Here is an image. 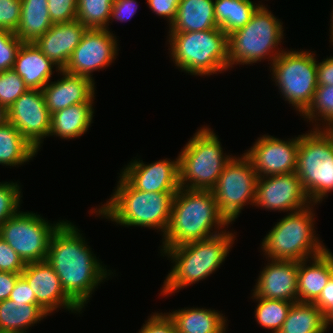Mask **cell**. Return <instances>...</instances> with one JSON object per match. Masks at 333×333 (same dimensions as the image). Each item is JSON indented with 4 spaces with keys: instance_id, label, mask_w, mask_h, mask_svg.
<instances>
[{
    "instance_id": "cell-1",
    "label": "cell",
    "mask_w": 333,
    "mask_h": 333,
    "mask_svg": "<svg viewBox=\"0 0 333 333\" xmlns=\"http://www.w3.org/2000/svg\"><path fill=\"white\" fill-rule=\"evenodd\" d=\"M82 234L77 225L64 219L51 235L46 261L65 293L83 310L96 288L112 278L113 272L96 257Z\"/></svg>"
},
{
    "instance_id": "cell-2",
    "label": "cell",
    "mask_w": 333,
    "mask_h": 333,
    "mask_svg": "<svg viewBox=\"0 0 333 333\" xmlns=\"http://www.w3.org/2000/svg\"><path fill=\"white\" fill-rule=\"evenodd\" d=\"M236 232L223 231L207 239L192 241L175 247H161L160 255L172 263L165 277L161 296L172 295L215 274L232 249Z\"/></svg>"
},
{
    "instance_id": "cell-3",
    "label": "cell",
    "mask_w": 333,
    "mask_h": 333,
    "mask_svg": "<svg viewBox=\"0 0 333 333\" xmlns=\"http://www.w3.org/2000/svg\"><path fill=\"white\" fill-rule=\"evenodd\" d=\"M229 225L211 190L180 187L174 195L170 222L160 247L207 239L228 230Z\"/></svg>"
},
{
    "instance_id": "cell-4",
    "label": "cell",
    "mask_w": 333,
    "mask_h": 333,
    "mask_svg": "<svg viewBox=\"0 0 333 333\" xmlns=\"http://www.w3.org/2000/svg\"><path fill=\"white\" fill-rule=\"evenodd\" d=\"M111 197L90 213L117 226L155 229L163 237L171 217L176 192H144L135 189L120 173Z\"/></svg>"
},
{
    "instance_id": "cell-5",
    "label": "cell",
    "mask_w": 333,
    "mask_h": 333,
    "mask_svg": "<svg viewBox=\"0 0 333 333\" xmlns=\"http://www.w3.org/2000/svg\"><path fill=\"white\" fill-rule=\"evenodd\" d=\"M169 56L189 75L211 76L228 70V35L221 28L168 33Z\"/></svg>"
},
{
    "instance_id": "cell-6",
    "label": "cell",
    "mask_w": 333,
    "mask_h": 333,
    "mask_svg": "<svg viewBox=\"0 0 333 333\" xmlns=\"http://www.w3.org/2000/svg\"><path fill=\"white\" fill-rule=\"evenodd\" d=\"M317 204L287 213L262 239L260 250L272 260L301 261L322 254L327 247L315 231Z\"/></svg>"
},
{
    "instance_id": "cell-7",
    "label": "cell",
    "mask_w": 333,
    "mask_h": 333,
    "mask_svg": "<svg viewBox=\"0 0 333 333\" xmlns=\"http://www.w3.org/2000/svg\"><path fill=\"white\" fill-rule=\"evenodd\" d=\"M268 9L262 3L244 27L228 35L229 70L238 65H253L266 59L271 65L284 51L282 47H278L285 35L283 22Z\"/></svg>"
},
{
    "instance_id": "cell-8",
    "label": "cell",
    "mask_w": 333,
    "mask_h": 333,
    "mask_svg": "<svg viewBox=\"0 0 333 333\" xmlns=\"http://www.w3.org/2000/svg\"><path fill=\"white\" fill-rule=\"evenodd\" d=\"M179 152V186L212 190L233 155L224 153L219 136L201 126Z\"/></svg>"
},
{
    "instance_id": "cell-9",
    "label": "cell",
    "mask_w": 333,
    "mask_h": 333,
    "mask_svg": "<svg viewBox=\"0 0 333 333\" xmlns=\"http://www.w3.org/2000/svg\"><path fill=\"white\" fill-rule=\"evenodd\" d=\"M296 174L312 204L333 192V134L328 129L311 128L299 135Z\"/></svg>"
},
{
    "instance_id": "cell-10",
    "label": "cell",
    "mask_w": 333,
    "mask_h": 333,
    "mask_svg": "<svg viewBox=\"0 0 333 333\" xmlns=\"http://www.w3.org/2000/svg\"><path fill=\"white\" fill-rule=\"evenodd\" d=\"M310 50L286 49L269 66L280 95L300 115L317 89V55Z\"/></svg>"
},
{
    "instance_id": "cell-11",
    "label": "cell",
    "mask_w": 333,
    "mask_h": 333,
    "mask_svg": "<svg viewBox=\"0 0 333 333\" xmlns=\"http://www.w3.org/2000/svg\"><path fill=\"white\" fill-rule=\"evenodd\" d=\"M240 156H233L226 164L211 190L221 213L231 224L246 205L254 206L259 178L250 159L244 153Z\"/></svg>"
},
{
    "instance_id": "cell-12",
    "label": "cell",
    "mask_w": 333,
    "mask_h": 333,
    "mask_svg": "<svg viewBox=\"0 0 333 333\" xmlns=\"http://www.w3.org/2000/svg\"><path fill=\"white\" fill-rule=\"evenodd\" d=\"M62 221L50 223L37 212L19 210L0 226V237L25 263L45 261L51 235Z\"/></svg>"
},
{
    "instance_id": "cell-13",
    "label": "cell",
    "mask_w": 333,
    "mask_h": 333,
    "mask_svg": "<svg viewBox=\"0 0 333 333\" xmlns=\"http://www.w3.org/2000/svg\"><path fill=\"white\" fill-rule=\"evenodd\" d=\"M118 43L112 31L87 28L63 70L70 74L88 77L95 82L93 72L112 66L116 60Z\"/></svg>"
},
{
    "instance_id": "cell-14",
    "label": "cell",
    "mask_w": 333,
    "mask_h": 333,
    "mask_svg": "<svg viewBox=\"0 0 333 333\" xmlns=\"http://www.w3.org/2000/svg\"><path fill=\"white\" fill-rule=\"evenodd\" d=\"M8 122L39 152L51 125L43 91L28 89L22 94L8 109Z\"/></svg>"
},
{
    "instance_id": "cell-15",
    "label": "cell",
    "mask_w": 333,
    "mask_h": 333,
    "mask_svg": "<svg viewBox=\"0 0 333 333\" xmlns=\"http://www.w3.org/2000/svg\"><path fill=\"white\" fill-rule=\"evenodd\" d=\"M311 204L296 172L258 178L254 204L258 208L290 213Z\"/></svg>"
},
{
    "instance_id": "cell-16",
    "label": "cell",
    "mask_w": 333,
    "mask_h": 333,
    "mask_svg": "<svg viewBox=\"0 0 333 333\" xmlns=\"http://www.w3.org/2000/svg\"><path fill=\"white\" fill-rule=\"evenodd\" d=\"M299 135L285 140L262 135L244 153L259 177L296 172Z\"/></svg>"
},
{
    "instance_id": "cell-17",
    "label": "cell",
    "mask_w": 333,
    "mask_h": 333,
    "mask_svg": "<svg viewBox=\"0 0 333 333\" xmlns=\"http://www.w3.org/2000/svg\"><path fill=\"white\" fill-rule=\"evenodd\" d=\"M21 275L33 290L37 304L49 315L60 309L75 314L83 312L65 293L58 275L46 260L26 263Z\"/></svg>"
},
{
    "instance_id": "cell-18",
    "label": "cell",
    "mask_w": 333,
    "mask_h": 333,
    "mask_svg": "<svg viewBox=\"0 0 333 333\" xmlns=\"http://www.w3.org/2000/svg\"><path fill=\"white\" fill-rule=\"evenodd\" d=\"M120 174L137 190L144 192H177L179 186V156L174 160L160 159L151 164L134 157Z\"/></svg>"
},
{
    "instance_id": "cell-19",
    "label": "cell",
    "mask_w": 333,
    "mask_h": 333,
    "mask_svg": "<svg viewBox=\"0 0 333 333\" xmlns=\"http://www.w3.org/2000/svg\"><path fill=\"white\" fill-rule=\"evenodd\" d=\"M261 269L254 288L256 297L298 302L299 262L292 260H272Z\"/></svg>"
},
{
    "instance_id": "cell-20",
    "label": "cell",
    "mask_w": 333,
    "mask_h": 333,
    "mask_svg": "<svg viewBox=\"0 0 333 333\" xmlns=\"http://www.w3.org/2000/svg\"><path fill=\"white\" fill-rule=\"evenodd\" d=\"M60 79L50 81L43 89L45 105L51 114L78 103H87L95 95L96 82L88 77L60 70Z\"/></svg>"
},
{
    "instance_id": "cell-21",
    "label": "cell",
    "mask_w": 333,
    "mask_h": 333,
    "mask_svg": "<svg viewBox=\"0 0 333 333\" xmlns=\"http://www.w3.org/2000/svg\"><path fill=\"white\" fill-rule=\"evenodd\" d=\"M87 28L78 20L53 24L34 44L63 70Z\"/></svg>"
},
{
    "instance_id": "cell-22",
    "label": "cell",
    "mask_w": 333,
    "mask_h": 333,
    "mask_svg": "<svg viewBox=\"0 0 333 333\" xmlns=\"http://www.w3.org/2000/svg\"><path fill=\"white\" fill-rule=\"evenodd\" d=\"M332 274L333 253L328 248L318 256L299 261L298 301L314 303Z\"/></svg>"
},
{
    "instance_id": "cell-23",
    "label": "cell",
    "mask_w": 333,
    "mask_h": 333,
    "mask_svg": "<svg viewBox=\"0 0 333 333\" xmlns=\"http://www.w3.org/2000/svg\"><path fill=\"white\" fill-rule=\"evenodd\" d=\"M13 70L29 89L42 90L51 81L53 73L59 72L60 68L47 58L36 44L22 43L16 54Z\"/></svg>"
},
{
    "instance_id": "cell-24",
    "label": "cell",
    "mask_w": 333,
    "mask_h": 333,
    "mask_svg": "<svg viewBox=\"0 0 333 333\" xmlns=\"http://www.w3.org/2000/svg\"><path fill=\"white\" fill-rule=\"evenodd\" d=\"M94 99L87 103H78L51 114L49 137L72 140L86 134L94 117Z\"/></svg>"
},
{
    "instance_id": "cell-25",
    "label": "cell",
    "mask_w": 333,
    "mask_h": 333,
    "mask_svg": "<svg viewBox=\"0 0 333 333\" xmlns=\"http://www.w3.org/2000/svg\"><path fill=\"white\" fill-rule=\"evenodd\" d=\"M218 28L214 0H180L167 33L204 31Z\"/></svg>"
},
{
    "instance_id": "cell-26",
    "label": "cell",
    "mask_w": 333,
    "mask_h": 333,
    "mask_svg": "<svg viewBox=\"0 0 333 333\" xmlns=\"http://www.w3.org/2000/svg\"><path fill=\"white\" fill-rule=\"evenodd\" d=\"M176 333H218L227 324L222 311L211 308L186 307L167 312Z\"/></svg>"
},
{
    "instance_id": "cell-27",
    "label": "cell",
    "mask_w": 333,
    "mask_h": 333,
    "mask_svg": "<svg viewBox=\"0 0 333 333\" xmlns=\"http://www.w3.org/2000/svg\"><path fill=\"white\" fill-rule=\"evenodd\" d=\"M50 316L38 304H23L6 299L0 301V331L29 333V328Z\"/></svg>"
},
{
    "instance_id": "cell-28",
    "label": "cell",
    "mask_w": 333,
    "mask_h": 333,
    "mask_svg": "<svg viewBox=\"0 0 333 333\" xmlns=\"http://www.w3.org/2000/svg\"><path fill=\"white\" fill-rule=\"evenodd\" d=\"M52 25L47 0H21L20 23L14 34L23 43H34Z\"/></svg>"
},
{
    "instance_id": "cell-29",
    "label": "cell",
    "mask_w": 333,
    "mask_h": 333,
    "mask_svg": "<svg viewBox=\"0 0 333 333\" xmlns=\"http://www.w3.org/2000/svg\"><path fill=\"white\" fill-rule=\"evenodd\" d=\"M37 154V149L11 123L0 126V165L21 167Z\"/></svg>"
},
{
    "instance_id": "cell-30",
    "label": "cell",
    "mask_w": 333,
    "mask_h": 333,
    "mask_svg": "<svg viewBox=\"0 0 333 333\" xmlns=\"http://www.w3.org/2000/svg\"><path fill=\"white\" fill-rule=\"evenodd\" d=\"M261 1L251 0H214L215 20L219 28L227 35L244 27Z\"/></svg>"
},
{
    "instance_id": "cell-31",
    "label": "cell",
    "mask_w": 333,
    "mask_h": 333,
    "mask_svg": "<svg viewBox=\"0 0 333 333\" xmlns=\"http://www.w3.org/2000/svg\"><path fill=\"white\" fill-rule=\"evenodd\" d=\"M324 314L314 303L294 302L278 333H325Z\"/></svg>"
},
{
    "instance_id": "cell-32",
    "label": "cell",
    "mask_w": 333,
    "mask_h": 333,
    "mask_svg": "<svg viewBox=\"0 0 333 333\" xmlns=\"http://www.w3.org/2000/svg\"><path fill=\"white\" fill-rule=\"evenodd\" d=\"M300 116L312 124V129L329 130L333 126V85H318L309 107Z\"/></svg>"
},
{
    "instance_id": "cell-33",
    "label": "cell",
    "mask_w": 333,
    "mask_h": 333,
    "mask_svg": "<svg viewBox=\"0 0 333 333\" xmlns=\"http://www.w3.org/2000/svg\"><path fill=\"white\" fill-rule=\"evenodd\" d=\"M250 296L258 303L254 311L257 324L264 329L270 330L271 333H278L294 302L265 299L256 297L253 293Z\"/></svg>"
},
{
    "instance_id": "cell-34",
    "label": "cell",
    "mask_w": 333,
    "mask_h": 333,
    "mask_svg": "<svg viewBox=\"0 0 333 333\" xmlns=\"http://www.w3.org/2000/svg\"><path fill=\"white\" fill-rule=\"evenodd\" d=\"M112 6L113 0H78L76 20L86 28L111 31L109 22Z\"/></svg>"
},
{
    "instance_id": "cell-35",
    "label": "cell",
    "mask_w": 333,
    "mask_h": 333,
    "mask_svg": "<svg viewBox=\"0 0 333 333\" xmlns=\"http://www.w3.org/2000/svg\"><path fill=\"white\" fill-rule=\"evenodd\" d=\"M21 188L18 181L0 182V226L20 210L23 201Z\"/></svg>"
},
{
    "instance_id": "cell-36",
    "label": "cell",
    "mask_w": 333,
    "mask_h": 333,
    "mask_svg": "<svg viewBox=\"0 0 333 333\" xmlns=\"http://www.w3.org/2000/svg\"><path fill=\"white\" fill-rule=\"evenodd\" d=\"M28 89L23 79L13 69L0 72V105L9 109Z\"/></svg>"
},
{
    "instance_id": "cell-37",
    "label": "cell",
    "mask_w": 333,
    "mask_h": 333,
    "mask_svg": "<svg viewBox=\"0 0 333 333\" xmlns=\"http://www.w3.org/2000/svg\"><path fill=\"white\" fill-rule=\"evenodd\" d=\"M23 42L7 29H0V72L13 69L16 54Z\"/></svg>"
},
{
    "instance_id": "cell-38",
    "label": "cell",
    "mask_w": 333,
    "mask_h": 333,
    "mask_svg": "<svg viewBox=\"0 0 333 333\" xmlns=\"http://www.w3.org/2000/svg\"><path fill=\"white\" fill-rule=\"evenodd\" d=\"M48 12L53 24L76 20L78 0H47Z\"/></svg>"
},
{
    "instance_id": "cell-39",
    "label": "cell",
    "mask_w": 333,
    "mask_h": 333,
    "mask_svg": "<svg viewBox=\"0 0 333 333\" xmlns=\"http://www.w3.org/2000/svg\"><path fill=\"white\" fill-rule=\"evenodd\" d=\"M21 0H0V29L15 32L20 23Z\"/></svg>"
},
{
    "instance_id": "cell-40",
    "label": "cell",
    "mask_w": 333,
    "mask_h": 333,
    "mask_svg": "<svg viewBox=\"0 0 333 333\" xmlns=\"http://www.w3.org/2000/svg\"><path fill=\"white\" fill-rule=\"evenodd\" d=\"M25 266L22 258L0 237V271L21 274Z\"/></svg>"
},
{
    "instance_id": "cell-41",
    "label": "cell",
    "mask_w": 333,
    "mask_h": 333,
    "mask_svg": "<svg viewBox=\"0 0 333 333\" xmlns=\"http://www.w3.org/2000/svg\"><path fill=\"white\" fill-rule=\"evenodd\" d=\"M147 318L138 333H176L174 323L167 313L155 311Z\"/></svg>"
},
{
    "instance_id": "cell-42",
    "label": "cell",
    "mask_w": 333,
    "mask_h": 333,
    "mask_svg": "<svg viewBox=\"0 0 333 333\" xmlns=\"http://www.w3.org/2000/svg\"><path fill=\"white\" fill-rule=\"evenodd\" d=\"M314 305L324 314L325 327L329 330L330 325L333 326V274L328 279Z\"/></svg>"
},
{
    "instance_id": "cell-43",
    "label": "cell",
    "mask_w": 333,
    "mask_h": 333,
    "mask_svg": "<svg viewBox=\"0 0 333 333\" xmlns=\"http://www.w3.org/2000/svg\"><path fill=\"white\" fill-rule=\"evenodd\" d=\"M147 6L157 16L167 19L170 26L174 21L180 0H146Z\"/></svg>"
},
{
    "instance_id": "cell-44",
    "label": "cell",
    "mask_w": 333,
    "mask_h": 333,
    "mask_svg": "<svg viewBox=\"0 0 333 333\" xmlns=\"http://www.w3.org/2000/svg\"><path fill=\"white\" fill-rule=\"evenodd\" d=\"M137 0H113V6L111 11V17L109 23L113 21L127 22L137 12L138 4ZM116 19V20H114Z\"/></svg>"
},
{
    "instance_id": "cell-45",
    "label": "cell",
    "mask_w": 333,
    "mask_h": 333,
    "mask_svg": "<svg viewBox=\"0 0 333 333\" xmlns=\"http://www.w3.org/2000/svg\"><path fill=\"white\" fill-rule=\"evenodd\" d=\"M8 299L23 302V304H37L33 290L22 275L18 278Z\"/></svg>"
},
{
    "instance_id": "cell-46",
    "label": "cell",
    "mask_w": 333,
    "mask_h": 333,
    "mask_svg": "<svg viewBox=\"0 0 333 333\" xmlns=\"http://www.w3.org/2000/svg\"><path fill=\"white\" fill-rule=\"evenodd\" d=\"M317 85H333V56L317 60Z\"/></svg>"
},
{
    "instance_id": "cell-47",
    "label": "cell",
    "mask_w": 333,
    "mask_h": 333,
    "mask_svg": "<svg viewBox=\"0 0 333 333\" xmlns=\"http://www.w3.org/2000/svg\"><path fill=\"white\" fill-rule=\"evenodd\" d=\"M21 274L0 271V301L9 298Z\"/></svg>"
},
{
    "instance_id": "cell-48",
    "label": "cell",
    "mask_w": 333,
    "mask_h": 333,
    "mask_svg": "<svg viewBox=\"0 0 333 333\" xmlns=\"http://www.w3.org/2000/svg\"><path fill=\"white\" fill-rule=\"evenodd\" d=\"M8 122V109L0 105V126Z\"/></svg>"
},
{
    "instance_id": "cell-49",
    "label": "cell",
    "mask_w": 333,
    "mask_h": 333,
    "mask_svg": "<svg viewBox=\"0 0 333 333\" xmlns=\"http://www.w3.org/2000/svg\"><path fill=\"white\" fill-rule=\"evenodd\" d=\"M333 8V7H332ZM329 22H331L330 23V29H329V31H330V40H329V42L330 43H332L331 45H333V9H332V13H331V19H330V21Z\"/></svg>"
},
{
    "instance_id": "cell-50",
    "label": "cell",
    "mask_w": 333,
    "mask_h": 333,
    "mask_svg": "<svg viewBox=\"0 0 333 333\" xmlns=\"http://www.w3.org/2000/svg\"><path fill=\"white\" fill-rule=\"evenodd\" d=\"M227 325L223 328V329H221L218 333H226L228 330H226L227 329Z\"/></svg>"
},
{
    "instance_id": "cell-51",
    "label": "cell",
    "mask_w": 333,
    "mask_h": 333,
    "mask_svg": "<svg viewBox=\"0 0 333 333\" xmlns=\"http://www.w3.org/2000/svg\"><path fill=\"white\" fill-rule=\"evenodd\" d=\"M329 131L333 134V126L329 129Z\"/></svg>"
}]
</instances>
